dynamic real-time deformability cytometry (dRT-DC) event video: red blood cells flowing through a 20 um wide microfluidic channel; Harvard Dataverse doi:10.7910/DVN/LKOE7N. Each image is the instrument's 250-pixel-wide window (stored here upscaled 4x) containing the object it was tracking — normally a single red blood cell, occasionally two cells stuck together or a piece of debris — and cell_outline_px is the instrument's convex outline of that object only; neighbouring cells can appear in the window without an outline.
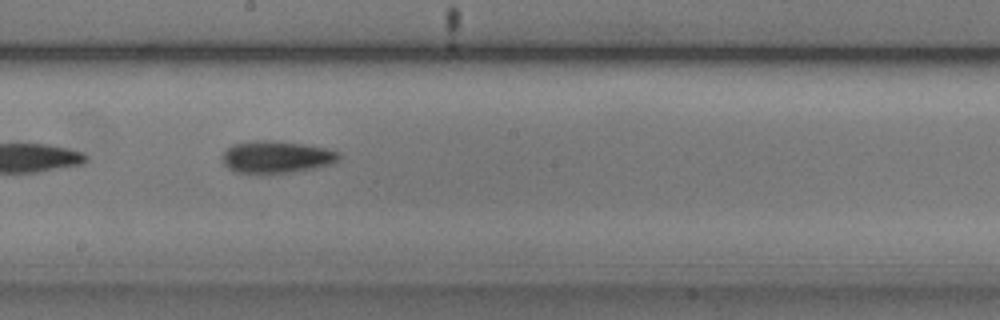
{"species": "common noctule bat (a hibernating species)", "species_latin": "Nyctalus noctula", "temperature_condition": "cold", "stored_images_in_passage": 30, "camera_frame_rate_fps": 3000, "um_per_image_px": 0.085, "animal": {"sex": "male", "body_mass_g": 20.5, "forearm_length_mm": 52.5}, "frame": {"image": 1, "passage_image": 13, "time_ms": 4.0, "image_size_px": [1000, 320], "cell_outline_px": [[340, 160], [332, 164], [292, 172], [236, 172], [228, 168], [224, 164], [220, 156], [232, 144], [252, 140], [272, 140], [304, 144], [324, 148], [340, 152]], "centroid_in_image_um": [23.49, 13.32], "position_along_channel_um": 224.7, "area_um2": 21.73}}